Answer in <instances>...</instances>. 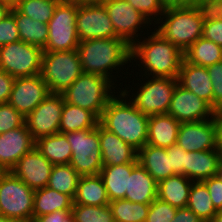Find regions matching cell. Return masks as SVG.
<instances>
[{
    "label": "cell",
    "mask_w": 222,
    "mask_h": 222,
    "mask_svg": "<svg viewBox=\"0 0 222 222\" xmlns=\"http://www.w3.org/2000/svg\"><path fill=\"white\" fill-rule=\"evenodd\" d=\"M128 93L130 92L126 89L121 90L119 97L115 95L107 103L99 123L139 151L147 144L149 116L140 112L126 100V97L130 95Z\"/></svg>",
    "instance_id": "6da1fadb"
},
{
    "label": "cell",
    "mask_w": 222,
    "mask_h": 222,
    "mask_svg": "<svg viewBox=\"0 0 222 222\" xmlns=\"http://www.w3.org/2000/svg\"><path fill=\"white\" fill-rule=\"evenodd\" d=\"M77 52L83 73L98 74L110 80L113 69L131 62V46L119 37L80 41Z\"/></svg>",
    "instance_id": "7a4b0ae2"
},
{
    "label": "cell",
    "mask_w": 222,
    "mask_h": 222,
    "mask_svg": "<svg viewBox=\"0 0 222 222\" xmlns=\"http://www.w3.org/2000/svg\"><path fill=\"white\" fill-rule=\"evenodd\" d=\"M145 39L142 42L135 41L131 46V60H141L146 68L143 75L178 78L184 53L156 31Z\"/></svg>",
    "instance_id": "3957f363"
},
{
    "label": "cell",
    "mask_w": 222,
    "mask_h": 222,
    "mask_svg": "<svg viewBox=\"0 0 222 222\" xmlns=\"http://www.w3.org/2000/svg\"><path fill=\"white\" fill-rule=\"evenodd\" d=\"M207 11L203 5L165 8L161 15L163 18L160 16L156 21L153 20L156 24L162 23L155 30L184 53L203 36V23Z\"/></svg>",
    "instance_id": "277c9868"
},
{
    "label": "cell",
    "mask_w": 222,
    "mask_h": 222,
    "mask_svg": "<svg viewBox=\"0 0 222 222\" xmlns=\"http://www.w3.org/2000/svg\"><path fill=\"white\" fill-rule=\"evenodd\" d=\"M114 84L104 76L82 73L62 95L66 103L89 110L100 119L107 103L114 97L111 92Z\"/></svg>",
    "instance_id": "5b68a950"
},
{
    "label": "cell",
    "mask_w": 222,
    "mask_h": 222,
    "mask_svg": "<svg viewBox=\"0 0 222 222\" xmlns=\"http://www.w3.org/2000/svg\"><path fill=\"white\" fill-rule=\"evenodd\" d=\"M82 73L77 49L43 52L40 75L50 93H64Z\"/></svg>",
    "instance_id": "8992f818"
},
{
    "label": "cell",
    "mask_w": 222,
    "mask_h": 222,
    "mask_svg": "<svg viewBox=\"0 0 222 222\" xmlns=\"http://www.w3.org/2000/svg\"><path fill=\"white\" fill-rule=\"evenodd\" d=\"M34 190L10 171L0 179V215L18 222L33 221Z\"/></svg>",
    "instance_id": "52a82bcc"
},
{
    "label": "cell",
    "mask_w": 222,
    "mask_h": 222,
    "mask_svg": "<svg viewBox=\"0 0 222 222\" xmlns=\"http://www.w3.org/2000/svg\"><path fill=\"white\" fill-rule=\"evenodd\" d=\"M72 149L70 165L81 175H97L103 167L99 123L93 129L65 133Z\"/></svg>",
    "instance_id": "ba28073f"
},
{
    "label": "cell",
    "mask_w": 222,
    "mask_h": 222,
    "mask_svg": "<svg viewBox=\"0 0 222 222\" xmlns=\"http://www.w3.org/2000/svg\"><path fill=\"white\" fill-rule=\"evenodd\" d=\"M78 4L58 3L48 22L49 34L44 52L76 50L79 37L76 27Z\"/></svg>",
    "instance_id": "9c48e42d"
},
{
    "label": "cell",
    "mask_w": 222,
    "mask_h": 222,
    "mask_svg": "<svg viewBox=\"0 0 222 222\" xmlns=\"http://www.w3.org/2000/svg\"><path fill=\"white\" fill-rule=\"evenodd\" d=\"M43 49L23 41L0 47V69L12 77H31L41 72Z\"/></svg>",
    "instance_id": "30bf717a"
},
{
    "label": "cell",
    "mask_w": 222,
    "mask_h": 222,
    "mask_svg": "<svg viewBox=\"0 0 222 222\" xmlns=\"http://www.w3.org/2000/svg\"><path fill=\"white\" fill-rule=\"evenodd\" d=\"M151 79V80H150ZM140 86L131 103L147 116L167 114L178 78L153 77Z\"/></svg>",
    "instance_id": "8fae6325"
},
{
    "label": "cell",
    "mask_w": 222,
    "mask_h": 222,
    "mask_svg": "<svg viewBox=\"0 0 222 222\" xmlns=\"http://www.w3.org/2000/svg\"><path fill=\"white\" fill-rule=\"evenodd\" d=\"M65 99L62 94L50 93L26 118L25 124L33 139L59 133Z\"/></svg>",
    "instance_id": "7c38bea8"
},
{
    "label": "cell",
    "mask_w": 222,
    "mask_h": 222,
    "mask_svg": "<svg viewBox=\"0 0 222 222\" xmlns=\"http://www.w3.org/2000/svg\"><path fill=\"white\" fill-rule=\"evenodd\" d=\"M218 114L205 121L180 123L176 144L186 152L217 149Z\"/></svg>",
    "instance_id": "4fadbf2b"
},
{
    "label": "cell",
    "mask_w": 222,
    "mask_h": 222,
    "mask_svg": "<svg viewBox=\"0 0 222 222\" xmlns=\"http://www.w3.org/2000/svg\"><path fill=\"white\" fill-rule=\"evenodd\" d=\"M76 27L80 41L117 37L104 5L78 4Z\"/></svg>",
    "instance_id": "5bb4252c"
},
{
    "label": "cell",
    "mask_w": 222,
    "mask_h": 222,
    "mask_svg": "<svg viewBox=\"0 0 222 222\" xmlns=\"http://www.w3.org/2000/svg\"><path fill=\"white\" fill-rule=\"evenodd\" d=\"M113 24L117 37L132 46L138 37L141 25L150 26L151 23L138 10L134 9L126 0H109L103 4ZM150 23V25H148ZM135 38V39H134Z\"/></svg>",
    "instance_id": "9a60e30c"
},
{
    "label": "cell",
    "mask_w": 222,
    "mask_h": 222,
    "mask_svg": "<svg viewBox=\"0 0 222 222\" xmlns=\"http://www.w3.org/2000/svg\"><path fill=\"white\" fill-rule=\"evenodd\" d=\"M167 114L183 123L205 121L215 117L217 112L206 101L177 84Z\"/></svg>",
    "instance_id": "2e32d148"
},
{
    "label": "cell",
    "mask_w": 222,
    "mask_h": 222,
    "mask_svg": "<svg viewBox=\"0 0 222 222\" xmlns=\"http://www.w3.org/2000/svg\"><path fill=\"white\" fill-rule=\"evenodd\" d=\"M50 94L41 75L15 78L8 103L25 118Z\"/></svg>",
    "instance_id": "e0dca14e"
},
{
    "label": "cell",
    "mask_w": 222,
    "mask_h": 222,
    "mask_svg": "<svg viewBox=\"0 0 222 222\" xmlns=\"http://www.w3.org/2000/svg\"><path fill=\"white\" fill-rule=\"evenodd\" d=\"M52 167L53 164L34 147L19 159L10 172L35 191L47 187Z\"/></svg>",
    "instance_id": "ac0fdd59"
},
{
    "label": "cell",
    "mask_w": 222,
    "mask_h": 222,
    "mask_svg": "<svg viewBox=\"0 0 222 222\" xmlns=\"http://www.w3.org/2000/svg\"><path fill=\"white\" fill-rule=\"evenodd\" d=\"M35 147V140L26 124L0 134V166L7 172L19 159Z\"/></svg>",
    "instance_id": "d6986e66"
},
{
    "label": "cell",
    "mask_w": 222,
    "mask_h": 222,
    "mask_svg": "<svg viewBox=\"0 0 222 222\" xmlns=\"http://www.w3.org/2000/svg\"><path fill=\"white\" fill-rule=\"evenodd\" d=\"M99 139L103 166L138 163V151L99 123Z\"/></svg>",
    "instance_id": "ffe728a7"
},
{
    "label": "cell",
    "mask_w": 222,
    "mask_h": 222,
    "mask_svg": "<svg viewBox=\"0 0 222 222\" xmlns=\"http://www.w3.org/2000/svg\"><path fill=\"white\" fill-rule=\"evenodd\" d=\"M178 84L206 101L213 108L212 82L206 67L194 65L183 59Z\"/></svg>",
    "instance_id": "44dd1931"
},
{
    "label": "cell",
    "mask_w": 222,
    "mask_h": 222,
    "mask_svg": "<svg viewBox=\"0 0 222 222\" xmlns=\"http://www.w3.org/2000/svg\"><path fill=\"white\" fill-rule=\"evenodd\" d=\"M220 160L217 149L186 152L184 176L198 182L217 175Z\"/></svg>",
    "instance_id": "7402d4cb"
},
{
    "label": "cell",
    "mask_w": 222,
    "mask_h": 222,
    "mask_svg": "<svg viewBox=\"0 0 222 222\" xmlns=\"http://www.w3.org/2000/svg\"><path fill=\"white\" fill-rule=\"evenodd\" d=\"M157 198V182L154 178L138 164L128 176V190L125 200L150 204Z\"/></svg>",
    "instance_id": "603a6c76"
},
{
    "label": "cell",
    "mask_w": 222,
    "mask_h": 222,
    "mask_svg": "<svg viewBox=\"0 0 222 222\" xmlns=\"http://www.w3.org/2000/svg\"><path fill=\"white\" fill-rule=\"evenodd\" d=\"M179 126L169 114L149 116L147 144L162 148L176 144Z\"/></svg>",
    "instance_id": "cb8c5ba5"
},
{
    "label": "cell",
    "mask_w": 222,
    "mask_h": 222,
    "mask_svg": "<svg viewBox=\"0 0 222 222\" xmlns=\"http://www.w3.org/2000/svg\"><path fill=\"white\" fill-rule=\"evenodd\" d=\"M137 160L157 183L175 175L166 148L146 144L138 151Z\"/></svg>",
    "instance_id": "d4e9b609"
},
{
    "label": "cell",
    "mask_w": 222,
    "mask_h": 222,
    "mask_svg": "<svg viewBox=\"0 0 222 222\" xmlns=\"http://www.w3.org/2000/svg\"><path fill=\"white\" fill-rule=\"evenodd\" d=\"M139 163L103 166L99 173L106 188L109 201L124 199L128 190V176Z\"/></svg>",
    "instance_id": "484cf974"
},
{
    "label": "cell",
    "mask_w": 222,
    "mask_h": 222,
    "mask_svg": "<svg viewBox=\"0 0 222 222\" xmlns=\"http://www.w3.org/2000/svg\"><path fill=\"white\" fill-rule=\"evenodd\" d=\"M193 182L184 175L170 176L157 183V198L173 207L184 208Z\"/></svg>",
    "instance_id": "4316f807"
},
{
    "label": "cell",
    "mask_w": 222,
    "mask_h": 222,
    "mask_svg": "<svg viewBox=\"0 0 222 222\" xmlns=\"http://www.w3.org/2000/svg\"><path fill=\"white\" fill-rule=\"evenodd\" d=\"M73 204L109 205L106 188L99 174L83 175L79 178Z\"/></svg>",
    "instance_id": "83f0119b"
},
{
    "label": "cell",
    "mask_w": 222,
    "mask_h": 222,
    "mask_svg": "<svg viewBox=\"0 0 222 222\" xmlns=\"http://www.w3.org/2000/svg\"><path fill=\"white\" fill-rule=\"evenodd\" d=\"M35 147L53 165H67L71 161L72 149L63 133L41 137L35 141Z\"/></svg>",
    "instance_id": "f1b7e54d"
},
{
    "label": "cell",
    "mask_w": 222,
    "mask_h": 222,
    "mask_svg": "<svg viewBox=\"0 0 222 222\" xmlns=\"http://www.w3.org/2000/svg\"><path fill=\"white\" fill-rule=\"evenodd\" d=\"M73 199L66 194L44 187L34 191L33 221L38 216L53 213L57 210H72Z\"/></svg>",
    "instance_id": "f546056e"
},
{
    "label": "cell",
    "mask_w": 222,
    "mask_h": 222,
    "mask_svg": "<svg viewBox=\"0 0 222 222\" xmlns=\"http://www.w3.org/2000/svg\"><path fill=\"white\" fill-rule=\"evenodd\" d=\"M11 14L15 18L20 41L44 49L49 34L48 24L32 20L29 16L21 14L14 6Z\"/></svg>",
    "instance_id": "4dcf8cb0"
},
{
    "label": "cell",
    "mask_w": 222,
    "mask_h": 222,
    "mask_svg": "<svg viewBox=\"0 0 222 222\" xmlns=\"http://www.w3.org/2000/svg\"><path fill=\"white\" fill-rule=\"evenodd\" d=\"M99 119L89 110L64 102L59 124V133L93 129Z\"/></svg>",
    "instance_id": "1f68e13d"
},
{
    "label": "cell",
    "mask_w": 222,
    "mask_h": 222,
    "mask_svg": "<svg viewBox=\"0 0 222 222\" xmlns=\"http://www.w3.org/2000/svg\"><path fill=\"white\" fill-rule=\"evenodd\" d=\"M184 60L194 65L208 67L222 61V46L200 37L184 52Z\"/></svg>",
    "instance_id": "d6a6232c"
},
{
    "label": "cell",
    "mask_w": 222,
    "mask_h": 222,
    "mask_svg": "<svg viewBox=\"0 0 222 222\" xmlns=\"http://www.w3.org/2000/svg\"><path fill=\"white\" fill-rule=\"evenodd\" d=\"M186 207L204 222H208L218 212L210 198L208 188L202 181L192 183Z\"/></svg>",
    "instance_id": "836d02e7"
},
{
    "label": "cell",
    "mask_w": 222,
    "mask_h": 222,
    "mask_svg": "<svg viewBox=\"0 0 222 222\" xmlns=\"http://www.w3.org/2000/svg\"><path fill=\"white\" fill-rule=\"evenodd\" d=\"M81 175L70 165H53L47 187L60 193L75 196Z\"/></svg>",
    "instance_id": "e575fe53"
},
{
    "label": "cell",
    "mask_w": 222,
    "mask_h": 222,
    "mask_svg": "<svg viewBox=\"0 0 222 222\" xmlns=\"http://www.w3.org/2000/svg\"><path fill=\"white\" fill-rule=\"evenodd\" d=\"M115 222H145L150 204L135 203L125 199L109 202Z\"/></svg>",
    "instance_id": "d590c367"
},
{
    "label": "cell",
    "mask_w": 222,
    "mask_h": 222,
    "mask_svg": "<svg viewBox=\"0 0 222 222\" xmlns=\"http://www.w3.org/2000/svg\"><path fill=\"white\" fill-rule=\"evenodd\" d=\"M58 3V0H18L14 7L32 20L48 24Z\"/></svg>",
    "instance_id": "8d00e7d4"
},
{
    "label": "cell",
    "mask_w": 222,
    "mask_h": 222,
    "mask_svg": "<svg viewBox=\"0 0 222 222\" xmlns=\"http://www.w3.org/2000/svg\"><path fill=\"white\" fill-rule=\"evenodd\" d=\"M72 213L74 222H115L109 205L73 204Z\"/></svg>",
    "instance_id": "74e56055"
},
{
    "label": "cell",
    "mask_w": 222,
    "mask_h": 222,
    "mask_svg": "<svg viewBox=\"0 0 222 222\" xmlns=\"http://www.w3.org/2000/svg\"><path fill=\"white\" fill-rule=\"evenodd\" d=\"M202 37L222 46V16L214 10H208L206 13Z\"/></svg>",
    "instance_id": "f35d334b"
},
{
    "label": "cell",
    "mask_w": 222,
    "mask_h": 222,
    "mask_svg": "<svg viewBox=\"0 0 222 222\" xmlns=\"http://www.w3.org/2000/svg\"><path fill=\"white\" fill-rule=\"evenodd\" d=\"M25 117L9 103L0 104V134L21 127Z\"/></svg>",
    "instance_id": "ab89813d"
},
{
    "label": "cell",
    "mask_w": 222,
    "mask_h": 222,
    "mask_svg": "<svg viewBox=\"0 0 222 222\" xmlns=\"http://www.w3.org/2000/svg\"><path fill=\"white\" fill-rule=\"evenodd\" d=\"M176 207L156 198L150 203V208L145 222H170L177 212Z\"/></svg>",
    "instance_id": "60d3db41"
},
{
    "label": "cell",
    "mask_w": 222,
    "mask_h": 222,
    "mask_svg": "<svg viewBox=\"0 0 222 222\" xmlns=\"http://www.w3.org/2000/svg\"><path fill=\"white\" fill-rule=\"evenodd\" d=\"M207 68L213 90V109L218 113L222 110V61Z\"/></svg>",
    "instance_id": "b9f144b4"
},
{
    "label": "cell",
    "mask_w": 222,
    "mask_h": 222,
    "mask_svg": "<svg viewBox=\"0 0 222 222\" xmlns=\"http://www.w3.org/2000/svg\"><path fill=\"white\" fill-rule=\"evenodd\" d=\"M126 1L134 9L138 10L150 22L153 19L156 20L157 17H159V15H162L165 11V7L162 5L161 0H126Z\"/></svg>",
    "instance_id": "7bdbcfd3"
},
{
    "label": "cell",
    "mask_w": 222,
    "mask_h": 222,
    "mask_svg": "<svg viewBox=\"0 0 222 222\" xmlns=\"http://www.w3.org/2000/svg\"><path fill=\"white\" fill-rule=\"evenodd\" d=\"M20 41L18 27L12 14L0 22V47Z\"/></svg>",
    "instance_id": "ee69618b"
},
{
    "label": "cell",
    "mask_w": 222,
    "mask_h": 222,
    "mask_svg": "<svg viewBox=\"0 0 222 222\" xmlns=\"http://www.w3.org/2000/svg\"><path fill=\"white\" fill-rule=\"evenodd\" d=\"M167 155L170 156L171 167L174 174L184 175L186 166V151L177 144L166 148Z\"/></svg>",
    "instance_id": "f6af8a7d"
},
{
    "label": "cell",
    "mask_w": 222,
    "mask_h": 222,
    "mask_svg": "<svg viewBox=\"0 0 222 222\" xmlns=\"http://www.w3.org/2000/svg\"><path fill=\"white\" fill-rule=\"evenodd\" d=\"M209 190L210 198L217 211H222V180L214 175L202 181Z\"/></svg>",
    "instance_id": "bcb514c9"
},
{
    "label": "cell",
    "mask_w": 222,
    "mask_h": 222,
    "mask_svg": "<svg viewBox=\"0 0 222 222\" xmlns=\"http://www.w3.org/2000/svg\"><path fill=\"white\" fill-rule=\"evenodd\" d=\"M15 77L0 69V104L8 103Z\"/></svg>",
    "instance_id": "7dc6e473"
},
{
    "label": "cell",
    "mask_w": 222,
    "mask_h": 222,
    "mask_svg": "<svg viewBox=\"0 0 222 222\" xmlns=\"http://www.w3.org/2000/svg\"><path fill=\"white\" fill-rule=\"evenodd\" d=\"M33 222H74L72 210H57L53 213L38 216Z\"/></svg>",
    "instance_id": "c3c4849f"
},
{
    "label": "cell",
    "mask_w": 222,
    "mask_h": 222,
    "mask_svg": "<svg viewBox=\"0 0 222 222\" xmlns=\"http://www.w3.org/2000/svg\"><path fill=\"white\" fill-rule=\"evenodd\" d=\"M170 222H204L188 207L178 208L175 217Z\"/></svg>",
    "instance_id": "681fc988"
},
{
    "label": "cell",
    "mask_w": 222,
    "mask_h": 222,
    "mask_svg": "<svg viewBox=\"0 0 222 222\" xmlns=\"http://www.w3.org/2000/svg\"><path fill=\"white\" fill-rule=\"evenodd\" d=\"M165 8L190 6V0H161Z\"/></svg>",
    "instance_id": "f907efd6"
},
{
    "label": "cell",
    "mask_w": 222,
    "mask_h": 222,
    "mask_svg": "<svg viewBox=\"0 0 222 222\" xmlns=\"http://www.w3.org/2000/svg\"><path fill=\"white\" fill-rule=\"evenodd\" d=\"M12 5L0 0V22L11 14Z\"/></svg>",
    "instance_id": "816d5d0a"
},
{
    "label": "cell",
    "mask_w": 222,
    "mask_h": 222,
    "mask_svg": "<svg viewBox=\"0 0 222 222\" xmlns=\"http://www.w3.org/2000/svg\"><path fill=\"white\" fill-rule=\"evenodd\" d=\"M217 150L222 159V121L220 120V118H219V128H218Z\"/></svg>",
    "instance_id": "f5cc1de1"
},
{
    "label": "cell",
    "mask_w": 222,
    "mask_h": 222,
    "mask_svg": "<svg viewBox=\"0 0 222 222\" xmlns=\"http://www.w3.org/2000/svg\"><path fill=\"white\" fill-rule=\"evenodd\" d=\"M222 0H208V2L204 5L208 10H214Z\"/></svg>",
    "instance_id": "db71d44e"
},
{
    "label": "cell",
    "mask_w": 222,
    "mask_h": 222,
    "mask_svg": "<svg viewBox=\"0 0 222 222\" xmlns=\"http://www.w3.org/2000/svg\"><path fill=\"white\" fill-rule=\"evenodd\" d=\"M109 0H82L83 5H93V4H100L103 5L107 3Z\"/></svg>",
    "instance_id": "11a10c76"
},
{
    "label": "cell",
    "mask_w": 222,
    "mask_h": 222,
    "mask_svg": "<svg viewBox=\"0 0 222 222\" xmlns=\"http://www.w3.org/2000/svg\"><path fill=\"white\" fill-rule=\"evenodd\" d=\"M208 222H222V211H218L217 214Z\"/></svg>",
    "instance_id": "9f6ffc18"
},
{
    "label": "cell",
    "mask_w": 222,
    "mask_h": 222,
    "mask_svg": "<svg viewBox=\"0 0 222 222\" xmlns=\"http://www.w3.org/2000/svg\"><path fill=\"white\" fill-rule=\"evenodd\" d=\"M208 2V0H190V6L194 5H205Z\"/></svg>",
    "instance_id": "6f0895ef"
},
{
    "label": "cell",
    "mask_w": 222,
    "mask_h": 222,
    "mask_svg": "<svg viewBox=\"0 0 222 222\" xmlns=\"http://www.w3.org/2000/svg\"><path fill=\"white\" fill-rule=\"evenodd\" d=\"M60 3L82 4V0H58Z\"/></svg>",
    "instance_id": "680465c9"
},
{
    "label": "cell",
    "mask_w": 222,
    "mask_h": 222,
    "mask_svg": "<svg viewBox=\"0 0 222 222\" xmlns=\"http://www.w3.org/2000/svg\"><path fill=\"white\" fill-rule=\"evenodd\" d=\"M0 222H18V221L5 217L3 215H0Z\"/></svg>",
    "instance_id": "91938a15"
},
{
    "label": "cell",
    "mask_w": 222,
    "mask_h": 222,
    "mask_svg": "<svg viewBox=\"0 0 222 222\" xmlns=\"http://www.w3.org/2000/svg\"><path fill=\"white\" fill-rule=\"evenodd\" d=\"M217 175H218V176L220 177V179L222 180V159H221L220 162H219Z\"/></svg>",
    "instance_id": "94428289"
},
{
    "label": "cell",
    "mask_w": 222,
    "mask_h": 222,
    "mask_svg": "<svg viewBox=\"0 0 222 222\" xmlns=\"http://www.w3.org/2000/svg\"><path fill=\"white\" fill-rule=\"evenodd\" d=\"M215 12H217L220 16H222V3H220L215 9Z\"/></svg>",
    "instance_id": "6125c7cd"
},
{
    "label": "cell",
    "mask_w": 222,
    "mask_h": 222,
    "mask_svg": "<svg viewBox=\"0 0 222 222\" xmlns=\"http://www.w3.org/2000/svg\"><path fill=\"white\" fill-rule=\"evenodd\" d=\"M1 1H5L8 2L9 4H11L12 6H14L18 0H1Z\"/></svg>",
    "instance_id": "be15d7a7"
},
{
    "label": "cell",
    "mask_w": 222,
    "mask_h": 222,
    "mask_svg": "<svg viewBox=\"0 0 222 222\" xmlns=\"http://www.w3.org/2000/svg\"><path fill=\"white\" fill-rule=\"evenodd\" d=\"M7 171L0 166V179Z\"/></svg>",
    "instance_id": "e7e4bbea"
},
{
    "label": "cell",
    "mask_w": 222,
    "mask_h": 222,
    "mask_svg": "<svg viewBox=\"0 0 222 222\" xmlns=\"http://www.w3.org/2000/svg\"><path fill=\"white\" fill-rule=\"evenodd\" d=\"M217 114H218L220 120L222 121V110L220 112H218Z\"/></svg>",
    "instance_id": "03108f58"
}]
</instances>
